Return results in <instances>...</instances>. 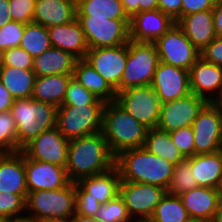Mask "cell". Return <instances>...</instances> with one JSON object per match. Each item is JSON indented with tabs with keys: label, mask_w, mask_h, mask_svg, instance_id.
<instances>
[{
	"label": "cell",
	"mask_w": 222,
	"mask_h": 222,
	"mask_svg": "<svg viewBox=\"0 0 222 222\" xmlns=\"http://www.w3.org/2000/svg\"><path fill=\"white\" fill-rule=\"evenodd\" d=\"M194 133L195 155L210 154L221 150L222 111L209 103L191 125Z\"/></svg>",
	"instance_id": "14"
},
{
	"label": "cell",
	"mask_w": 222,
	"mask_h": 222,
	"mask_svg": "<svg viewBox=\"0 0 222 222\" xmlns=\"http://www.w3.org/2000/svg\"><path fill=\"white\" fill-rule=\"evenodd\" d=\"M198 186L216 188L222 180V151L186 158Z\"/></svg>",
	"instance_id": "26"
},
{
	"label": "cell",
	"mask_w": 222,
	"mask_h": 222,
	"mask_svg": "<svg viewBox=\"0 0 222 222\" xmlns=\"http://www.w3.org/2000/svg\"><path fill=\"white\" fill-rule=\"evenodd\" d=\"M123 4L126 15L131 19L135 14L139 13L140 0H120Z\"/></svg>",
	"instance_id": "51"
},
{
	"label": "cell",
	"mask_w": 222,
	"mask_h": 222,
	"mask_svg": "<svg viewBox=\"0 0 222 222\" xmlns=\"http://www.w3.org/2000/svg\"><path fill=\"white\" fill-rule=\"evenodd\" d=\"M77 16L91 18L130 19L120 0H76Z\"/></svg>",
	"instance_id": "32"
},
{
	"label": "cell",
	"mask_w": 222,
	"mask_h": 222,
	"mask_svg": "<svg viewBox=\"0 0 222 222\" xmlns=\"http://www.w3.org/2000/svg\"><path fill=\"white\" fill-rule=\"evenodd\" d=\"M128 57V43L115 47L92 48L85 60L118 93Z\"/></svg>",
	"instance_id": "13"
},
{
	"label": "cell",
	"mask_w": 222,
	"mask_h": 222,
	"mask_svg": "<svg viewBox=\"0 0 222 222\" xmlns=\"http://www.w3.org/2000/svg\"><path fill=\"white\" fill-rule=\"evenodd\" d=\"M12 20L9 13V0H0V28Z\"/></svg>",
	"instance_id": "49"
},
{
	"label": "cell",
	"mask_w": 222,
	"mask_h": 222,
	"mask_svg": "<svg viewBox=\"0 0 222 222\" xmlns=\"http://www.w3.org/2000/svg\"><path fill=\"white\" fill-rule=\"evenodd\" d=\"M190 218L180 197L166 193L147 222H188Z\"/></svg>",
	"instance_id": "33"
},
{
	"label": "cell",
	"mask_w": 222,
	"mask_h": 222,
	"mask_svg": "<svg viewBox=\"0 0 222 222\" xmlns=\"http://www.w3.org/2000/svg\"><path fill=\"white\" fill-rule=\"evenodd\" d=\"M71 222H101L96 217H88L80 214H74L71 217Z\"/></svg>",
	"instance_id": "53"
},
{
	"label": "cell",
	"mask_w": 222,
	"mask_h": 222,
	"mask_svg": "<svg viewBox=\"0 0 222 222\" xmlns=\"http://www.w3.org/2000/svg\"><path fill=\"white\" fill-rule=\"evenodd\" d=\"M14 98L0 81V112L8 111L13 105Z\"/></svg>",
	"instance_id": "48"
},
{
	"label": "cell",
	"mask_w": 222,
	"mask_h": 222,
	"mask_svg": "<svg viewBox=\"0 0 222 222\" xmlns=\"http://www.w3.org/2000/svg\"><path fill=\"white\" fill-rule=\"evenodd\" d=\"M69 139L55 126L43 131L21 151L32 160L52 163L66 167L68 162Z\"/></svg>",
	"instance_id": "15"
},
{
	"label": "cell",
	"mask_w": 222,
	"mask_h": 222,
	"mask_svg": "<svg viewBox=\"0 0 222 222\" xmlns=\"http://www.w3.org/2000/svg\"><path fill=\"white\" fill-rule=\"evenodd\" d=\"M0 192L20 194L26 200L28 189L22 151L0 154Z\"/></svg>",
	"instance_id": "20"
},
{
	"label": "cell",
	"mask_w": 222,
	"mask_h": 222,
	"mask_svg": "<svg viewBox=\"0 0 222 222\" xmlns=\"http://www.w3.org/2000/svg\"><path fill=\"white\" fill-rule=\"evenodd\" d=\"M26 185L29 192L55 190L67 186L71 181L66 167L29 159L25 155Z\"/></svg>",
	"instance_id": "17"
},
{
	"label": "cell",
	"mask_w": 222,
	"mask_h": 222,
	"mask_svg": "<svg viewBox=\"0 0 222 222\" xmlns=\"http://www.w3.org/2000/svg\"><path fill=\"white\" fill-rule=\"evenodd\" d=\"M188 222H212L209 219L190 218Z\"/></svg>",
	"instance_id": "59"
},
{
	"label": "cell",
	"mask_w": 222,
	"mask_h": 222,
	"mask_svg": "<svg viewBox=\"0 0 222 222\" xmlns=\"http://www.w3.org/2000/svg\"><path fill=\"white\" fill-rule=\"evenodd\" d=\"M89 49L127 44L130 19L91 18L77 16Z\"/></svg>",
	"instance_id": "8"
},
{
	"label": "cell",
	"mask_w": 222,
	"mask_h": 222,
	"mask_svg": "<svg viewBox=\"0 0 222 222\" xmlns=\"http://www.w3.org/2000/svg\"><path fill=\"white\" fill-rule=\"evenodd\" d=\"M77 60L73 54L51 47L34 59L33 71L36 76L73 75Z\"/></svg>",
	"instance_id": "27"
},
{
	"label": "cell",
	"mask_w": 222,
	"mask_h": 222,
	"mask_svg": "<svg viewBox=\"0 0 222 222\" xmlns=\"http://www.w3.org/2000/svg\"><path fill=\"white\" fill-rule=\"evenodd\" d=\"M17 151V125L10 110L0 112V154Z\"/></svg>",
	"instance_id": "37"
},
{
	"label": "cell",
	"mask_w": 222,
	"mask_h": 222,
	"mask_svg": "<svg viewBox=\"0 0 222 222\" xmlns=\"http://www.w3.org/2000/svg\"><path fill=\"white\" fill-rule=\"evenodd\" d=\"M104 106H60L56 127L69 140L98 133L102 130Z\"/></svg>",
	"instance_id": "7"
},
{
	"label": "cell",
	"mask_w": 222,
	"mask_h": 222,
	"mask_svg": "<svg viewBox=\"0 0 222 222\" xmlns=\"http://www.w3.org/2000/svg\"><path fill=\"white\" fill-rule=\"evenodd\" d=\"M213 19L217 36H222V5L215 4L213 9Z\"/></svg>",
	"instance_id": "50"
},
{
	"label": "cell",
	"mask_w": 222,
	"mask_h": 222,
	"mask_svg": "<svg viewBox=\"0 0 222 222\" xmlns=\"http://www.w3.org/2000/svg\"><path fill=\"white\" fill-rule=\"evenodd\" d=\"M210 102L193 93L188 96L162 103L157 128L168 133L191 126Z\"/></svg>",
	"instance_id": "12"
},
{
	"label": "cell",
	"mask_w": 222,
	"mask_h": 222,
	"mask_svg": "<svg viewBox=\"0 0 222 222\" xmlns=\"http://www.w3.org/2000/svg\"><path fill=\"white\" fill-rule=\"evenodd\" d=\"M40 222H71V218H54V219H46Z\"/></svg>",
	"instance_id": "55"
},
{
	"label": "cell",
	"mask_w": 222,
	"mask_h": 222,
	"mask_svg": "<svg viewBox=\"0 0 222 222\" xmlns=\"http://www.w3.org/2000/svg\"><path fill=\"white\" fill-rule=\"evenodd\" d=\"M191 92L213 103L222 89V67L199 57L189 71Z\"/></svg>",
	"instance_id": "19"
},
{
	"label": "cell",
	"mask_w": 222,
	"mask_h": 222,
	"mask_svg": "<svg viewBox=\"0 0 222 222\" xmlns=\"http://www.w3.org/2000/svg\"><path fill=\"white\" fill-rule=\"evenodd\" d=\"M215 0H182V16L214 9Z\"/></svg>",
	"instance_id": "46"
},
{
	"label": "cell",
	"mask_w": 222,
	"mask_h": 222,
	"mask_svg": "<svg viewBox=\"0 0 222 222\" xmlns=\"http://www.w3.org/2000/svg\"><path fill=\"white\" fill-rule=\"evenodd\" d=\"M157 9L177 22L182 17V0H158Z\"/></svg>",
	"instance_id": "47"
},
{
	"label": "cell",
	"mask_w": 222,
	"mask_h": 222,
	"mask_svg": "<svg viewBox=\"0 0 222 222\" xmlns=\"http://www.w3.org/2000/svg\"><path fill=\"white\" fill-rule=\"evenodd\" d=\"M160 62L190 71L200 51L186 37L175 23L165 34L154 42Z\"/></svg>",
	"instance_id": "11"
},
{
	"label": "cell",
	"mask_w": 222,
	"mask_h": 222,
	"mask_svg": "<svg viewBox=\"0 0 222 222\" xmlns=\"http://www.w3.org/2000/svg\"><path fill=\"white\" fill-rule=\"evenodd\" d=\"M19 47L35 59L52 47L48 29L35 22L25 24Z\"/></svg>",
	"instance_id": "34"
},
{
	"label": "cell",
	"mask_w": 222,
	"mask_h": 222,
	"mask_svg": "<svg viewBox=\"0 0 222 222\" xmlns=\"http://www.w3.org/2000/svg\"><path fill=\"white\" fill-rule=\"evenodd\" d=\"M77 183L88 193V198L97 199L100 204H105L119 195L121 177L115 166L107 172L84 177Z\"/></svg>",
	"instance_id": "25"
},
{
	"label": "cell",
	"mask_w": 222,
	"mask_h": 222,
	"mask_svg": "<svg viewBox=\"0 0 222 222\" xmlns=\"http://www.w3.org/2000/svg\"><path fill=\"white\" fill-rule=\"evenodd\" d=\"M148 129L116 101L105 104L101 132L115 157L124 150L142 148Z\"/></svg>",
	"instance_id": "3"
},
{
	"label": "cell",
	"mask_w": 222,
	"mask_h": 222,
	"mask_svg": "<svg viewBox=\"0 0 222 222\" xmlns=\"http://www.w3.org/2000/svg\"><path fill=\"white\" fill-rule=\"evenodd\" d=\"M100 205L97 199L88 198V193L76 182L75 214L96 217Z\"/></svg>",
	"instance_id": "43"
},
{
	"label": "cell",
	"mask_w": 222,
	"mask_h": 222,
	"mask_svg": "<svg viewBox=\"0 0 222 222\" xmlns=\"http://www.w3.org/2000/svg\"><path fill=\"white\" fill-rule=\"evenodd\" d=\"M176 24L199 51L217 37L213 9L182 16Z\"/></svg>",
	"instance_id": "21"
},
{
	"label": "cell",
	"mask_w": 222,
	"mask_h": 222,
	"mask_svg": "<svg viewBox=\"0 0 222 222\" xmlns=\"http://www.w3.org/2000/svg\"><path fill=\"white\" fill-rule=\"evenodd\" d=\"M143 147L151 154L166 159L174 165L186 159L172 142L169 133L157 127L148 129Z\"/></svg>",
	"instance_id": "31"
},
{
	"label": "cell",
	"mask_w": 222,
	"mask_h": 222,
	"mask_svg": "<svg viewBox=\"0 0 222 222\" xmlns=\"http://www.w3.org/2000/svg\"><path fill=\"white\" fill-rule=\"evenodd\" d=\"M57 108L31 97L14 99L10 113L17 125V151H21L43 131L56 126Z\"/></svg>",
	"instance_id": "4"
},
{
	"label": "cell",
	"mask_w": 222,
	"mask_h": 222,
	"mask_svg": "<svg viewBox=\"0 0 222 222\" xmlns=\"http://www.w3.org/2000/svg\"><path fill=\"white\" fill-rule=\"evenodd\" d=\"M24 28L25 24L13 20L0 28V48L5 51L19 47Z\"/></svg>",
	"instance_id": "40"
},
{
	"label": "cell",
	"mask_w": 222,
	"mask_h": 222,
	"mask_svg": "<svg viewBox=\"0 0 222 222\" xmlns=\"http://www.w3.org/2000/svg\"><path fill=\"white\" fill-rule=\"evenodd\" d=\"M160 62L154 43L128 41V57L121 79V90L149 86Z\"/></svg>",
	"instance_id": "6"
},
{
	"label": "cell",
	"mask_w": 222,
	"mask_h": 222,
	"mask_svg": "<svg viewBox=\"0 0 222 222\" xmlns=\"http://www.w3.org/2000/svg\"><path fill=\"white\" fill-rule=\"evenodd\" d=\"M73 78L85 89L92 92L97 99L105 103L116 101V91L85 59L77 60Z\"/></svg>",
	"instance_id": "29"
},
{
	"label": "cell",
	"mask_w": 222,
	"mask_h": 222,
	"mask_svg": "<svg viewBox=\"0 0 222 222\" xmlns=\"http://www.w3.org/2000/svg\"><path fill=\"white\" fill-rule=\"evenodd\" d=\"M116 157L102 132L69 140L67 175L71 182L98 175L115 167Z\"/></svg>",
	"instance_id": "1"
},
{
	"label": "cell",
	"mask_w": 222,
	"mask_h": 222,
	"mask_svg": "<svg viewBox=\"0 0 222 222\" xmlns=\"http://www.w3.org/2000/svg\"><path fill=\"white\" fill-rule=\"evenodd\" d=\"M76 183L55 190L29 192L25 200V222H40L46 219L71 218L75 214Z\"/></svg>",
	"instance_id": "5"
},
{
	"label": "cell",
	"mask_w": 222,
	"mask_h": 222,
	"mask_svg": "<svg viewBox=\"0 0 222 222\" xmlns=\"http://www.w3.org/2000/svg\"><path fill=\"white\" fill-rule=\"evenodd\" d=\"M161 103L181 99L191 94L189 71L159 62L150 85Z\"/></svg>",
	"instance_id": "16"
},
{
	"label": "cell",
	"mask_w": 222,
	"mask_h": 222,
	"mask_svg": "<svg viewBox=\"0 0 222 222\" xmlns=\"http://www.w3.org/2000/svg\"><path fill=\"white\" fill-rule=\"evenodd\" d=\"M26 212L25 199L20 194L0 192V217L15 218L25 222Z\"/></svg>",
	"instance_id": "39"
},
{
	"label": "cell",
	"mask_w": 222,
	"mask_h": 222,
	"mask_svg": "<svg viewBox=\"0 0 222 222\" xmlns=\"http://www.w3.org/2000/svg\"><path fill=\"white\" fill-rule=\"evenodd\" d=\"M33 62L34 58L21 47H14L5 50L3 66L33 70Z\"/></svg>",
	"instance_id": "44"
},
{
	"label": "cell",
	"mask_w": 222,
	"mask_h": 222,
	"mask_svg": "<svg viewBox=\"0 0 222 222\" xmlns=\"http://www.w3.org/2000/svg\"><path fill=\"white\" fill-rule=\"evenodd\" d=\"M47 29L52 47L67 51L78 59H85L89 47L77 18L70 23L54 25Z\"/></svg>",
	"instance_id": "22"
},
{
	"label": "cell",
	"mask_w": 222,
	"mask_h": 222,
	"mask_svg": "<svg viewBox=\"0 0 222 222\" xmlns=\"http://www.w3.org/2000/svg\"><path fill=\"white\" fill-rule=\"evenodd\" d=\"M169 135L185 158L195 155L194 133L191 126L174 130Z\"/></svg>",
	"instance_id": "41"
},
{
	"label": "cell",
	"mask_w": 222,
	"mask_h": 222,
	"mask_svg": "<svg viewBox=\"0 0 222 222\" xmlns=\"http://www.w3.org/2000/svg\"><path fill=\"white\" fill-rule=\"evenodd\" d=\"M213 103L222 111V89L219 96L216 98V100Z\"/></svg>",
	"instance_id": "56"
},
{
	"label": "cell",
	"mask_w": 222,
	"mask_h": 222,
	"mask_svg": "<svg viewBox=\"0 0 222 222\" xmlns=\"http://www.w3.org/2000/svg\"><path fill=\"white\" fill-rule=\"evenodd\" d=\"M200 57L207 62L222 67V36H217L201 50Z\"/></svg>",
	"instance_id": "45"
},
{
	"label": "cell",
	"mask_w": 222,
	"mask_h": 222,
	"mask_svg": "<svg viewBox=\"0 0 222 222\" xmlns=\"http://www.w3.org/2000/svg\"><path fill=\"white\" fill-rule=\"evenodd\" d=\"M217 191H218L219 205H222V180L220 181V184L217 187Z\"/></svg>",
	"instance_id": "57"
},
{
	"label": "cell",
	"mask_w": 222,
	"mask_h": 222,
	"mask_svg": "<svg viewBox=\"0 0 222 222\" xmlns=\"http://www.w3.org/2000/svg\"><path fill=\"white\" fill-rule=\"evenodd\" d=\"M166 193L167 189L163 187L124 180H121L119 189L128 214L136 222L148 221Z\"/></svg>",
	"instance_id": "10"
},
{
	"label": "cell",
	"mask_w": 222,
	"mask_h": 222,
	"mask_svg": "<svg viewBox=\"0 0 222 222\" xmlns=\"http://www.w3.org/2000/svg\"><path fill=\"white\" fill-rule=\"evenodd\" d=\"M77 18L76 0H36L33 22L46 28Z\"/></svg>",
	"instance_id": "23"
},
{
	"label": "cell",
	"mask_w": 222,
	"mask_h": 222,
	"mask_svg": "<svg viewBox=\"0 0 222 222\" xmlns=\"http://www.w3.org/2000/svg\"><path fill=\"white\" fill-rule=\"evenodd\" d=\"M175 23L159 9L137 13L130 19L129 39L135 42L154 43Z\"/></svg>",
	"instance_id": "18"
},
{
	"label": "cell",
	"mask_w": 222,
	"mask_h": 222,
	"mask_svg": "<svg viewBox=\"0 0 222 222\" xmlns=\"http://www.w3.org/2000/svg\"><path fill=\"white\" fill-rule=\"evenodd\" d=\"M0 222H24L20 219H15V218H1L0 217Z\"/></svg>",
	"instance_id": "58"
},
{
	"label": "cell",
	"mask_w": 222,
	"mask_h": 222,
	"mask_svg": "<svg viewBox=\"0 0 222 222\" xmlns=\"http://www.w3.org/2000/svg\"><path fill=\"white\" fill-rule=\"evenodd\" d=\"M179 197L191 218L212 220L219 206L216 188L198 186Z\"/></svg>",
	"instance_id": "24"
},
{
	"label": "cell",
	"mask_w": 222,
	"mask_h": 222,
	"mask_svg": "<svg viewBox=\"0 0 222 222\" xmlns=\"http://www.w3.org/2000/svg\"><path fill=\"white\" fill-rule=\"evenodd\" d=\"M36 0H9V13L13 21L32 23Z\"/></svg>",
	"instance_id": "42"
},
{
	"label": "cell",
	"mask_w": 222,
	"mask_h": 222,
	"mask_svg": "<svg viewBox=\"0 0 222 222\" xmlns=\"http://www.w3.org/2000/svg\"><path fill=\"white\" fill-rule=\"evenodd\" d=\"M115 166L119 170L121 180L168 189L175 165L142 147L121 152L116 156Z\"/></svg>",
	"instance_id": "2"
},
{
	"label": "cell",
	"mask_w": 222,
	"mask_h": 222,
	"mask_svg": "<svg viewBox=\"0 0 222 222\" xmlns=\"http://www.w3.org/2000/svg\"><path fill=\"white\" fill-rule=\"evenodd\" d=\"M106 103L85 89L79 82L72 78L67 86L66 94L61 106L78 105H105Z\"/></svg>",
	"instance_id": "36"
},
{
	"label": "cell",
	"mask_w": 222,
	"mask_h": 222,
	"mask_svg": "<svg viewBox=\"0 0 222 222\" xmlns=\"http://www.w3.org/2000/svg\"><path fill=\"white\" fill-rule=\"evenodd\" d=\"M96 218L101 222H134L128 214L123 199L118 195L116 198L101 204ZM132 219V220H131Z\"/></svg>",
	"instance_id": "38"
},
{
	"label": "cell",
	"mask_w": 222,
	"mask_h": 222,
	"mask_svg": "<svg viewBox=\"0 0 222 222\" xmlns=\"http://www.w3.org/2000/svg\"><path fill=\"white\" fill-rule=\"evenodd\" d=\"M4 53H5V51L0 48V69H1V68L3 67V65H4Z\"/></svg>",
	"instance_id": "60"
},
{
	"label": "cell",
	"mask_w": 222,
	"mask_h": 222,
	"mask_svg": "<svg viewBox=\"0 0 222 222\" xmlns=\"http://www.w3.org/2000/svg\"><path fill=\"white\" fill-rule=\"evenodd\" d=\"M212 222H222V205L218 206V209L214 214Z\"/></svg>",
	"instance_id": "54"
},
{
	"label": "cell",
	"mask_w": 222,
	"mask_h": 222,
	"mask_svg": "<svg viewBox=\"0 0 222 222\" xmlns=\"http://www.w3.org/2000/svg\"><path fill=\"white\" fill-rule=\"evenodd\" d=\"M195 187H198V184L196 178L193 176L189 162L185 159L184 161L175 164L172 180L167 189V193L179 196Z\"/></svg>",
	"instance_id": "35"
},
{
	"label": "cell",
	"mask_w": 222,
	"mask_h": 222,
	"mask_svg": "<svg viewBox=\"0 0 222 222\" xmlns=\"http://www.w3.org/2000/svg\"><path fill=\"white\" fill-rule=\"evenodd\" d=\"M116 102L147 128L157 127L162 103L150 85L120 90Z\"/></svg>",
	"instance_id": "9"
},
{
	"label": "cell",
	"mask_w": 222,
	"mask_h": 222,
	"mask_svg": "<svg viewBox=\"0 0 222 222\" xmlns=\"http://www.w3.org/2000/svg\"><path fill=\"white\" fill-rule=\"evenodd\" d=\"M72 78L73 75L67 74L36 76L31 98L60 107Z\"/></svg>",
	"instance_id": "28"
},
{
	"label": "cell",
	"mask_w": 222,
	"mask_h": 222,
	"mask_svg": "<svg viewBox=\"0 0 222 222\" xmlns=\"http://www.w3.org/2000/svg\"><path fill=\"white\" fill-rule=\"evenodd\" d=\"M215 4H220V5H222V0H215Z\"/></svg>",
	"instance_id": "61"
},
{
	"label": "cell",
	"mask_w": 222,
	"mask_h": 222,
	"mask_svg": "<svg viewBox=\"0 0 222 222\" xmlns=\"http://www.w3.org/2000/svg\"><path fill=\"white\" fill-rule=\"evenodd\" d=\"M158 7V0H140L139 13L143 11L155 10Z\"/></svg>",
	"instance_id": "52"
},
{
	"label": "cell",
	"mask_w": 222,
	"mask_h": 222,
	"mask_svg": "<svg viewBox=\"0 0 222 222\" xmlns=\"http://www.w3.org/2000/svg\"><path fill=\"white\" fill-rule=\"evenodd\" d=\"M36 74L33 70L3 66L0 81L14 99L30 98L35 85Z\"/></svg>",
	"instance_id": "30"
}]
</instances>
